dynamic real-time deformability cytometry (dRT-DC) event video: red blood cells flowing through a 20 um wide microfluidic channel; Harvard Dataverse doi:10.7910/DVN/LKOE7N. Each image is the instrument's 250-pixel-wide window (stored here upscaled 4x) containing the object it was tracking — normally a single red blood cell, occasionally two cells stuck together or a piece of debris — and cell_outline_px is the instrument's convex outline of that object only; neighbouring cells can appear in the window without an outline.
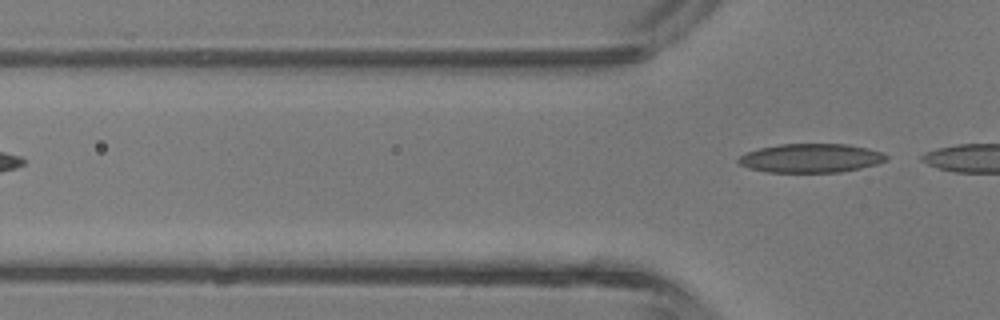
{"species": "common noctule bat (a hibernating species)", "species_latin": "Nyctalus noctula", "temperature_condition": "room temperature", "stored_images_in_passage": 5, "camera_frame_rate_fps": 3000, "um_per_image_px": 0.085, "animal": {"sex": "male", "body_mass_g": 13.3}, "frame": {"image": 1, "passage_image": 5, "time_ms": 5.333, "image_size_px": [1000, 320], "cell_outline_px": [[888, 160], [876, 164], [860, 168], [840, 172], [768, 172], [748, 168], [740, 164], [736, 160], [740, 156], [748, 152], [760, 148], [780, 144], [848, 144], [868, 148], [880, 152], [888, 156]], "centroid_in_image_um": [68.93, 13.44], "position_along_channel_um": 56.9, "area_um2": 24.8}}